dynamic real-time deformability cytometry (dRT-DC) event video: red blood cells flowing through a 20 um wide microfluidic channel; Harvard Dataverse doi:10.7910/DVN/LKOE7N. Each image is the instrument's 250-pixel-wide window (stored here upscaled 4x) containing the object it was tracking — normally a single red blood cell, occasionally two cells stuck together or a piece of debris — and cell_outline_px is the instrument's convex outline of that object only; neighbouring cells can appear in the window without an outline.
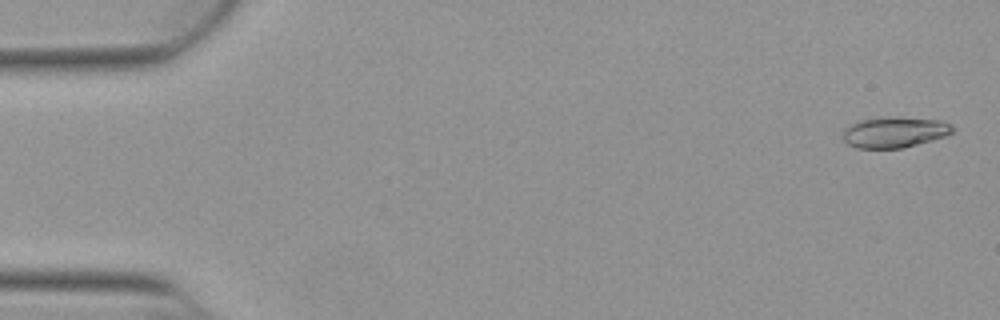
{"species": "Egyptian fruit bat (a non-hibernating species)", "species_latin": "Rousettus aegyptiacus", "temperature_condition": "warm", "stored_images_in_passage": 51, "camera_frame_rate_fps": 3000, "um_per_image_px": 0.085, "animal": {"sex": "female"}, "frame": {"image": 1, "passage_image": 2, "time_ms": 0.333, "image_size_px": [1000, 320], "cell_outline_px": [[952, 132], [948, 136], [904, 148], [856, 148], [848, 144], [844, 140], [844, 128], [860, 120], [888, 116], [896, 116], [940, 120], [952, 124]], "centroid_in_image_um": [76.07, 11.23], "position_along_channel_um": 8.9, "area_um2": 19.88}}
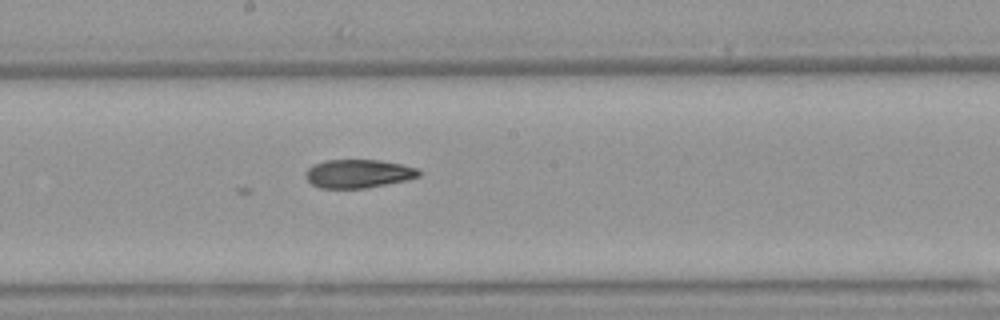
{"frame": {"image": 2, "passage_image": 29, "time_ms": 9.333, "image_size_px": [1000, 320], "cell_outline_px": [[420, 176], [408, 180], [364, 188], [320, 188], [312, 184], [304, 176], [304, 172], [308, 168], [324, 160], [380, 160], [400, 164], [416, 168], [420, 172]], "centroid_in_image_um": [30.44, 14.76], "position_along_channel_um": 217.8, "area_um2": 18.73}}
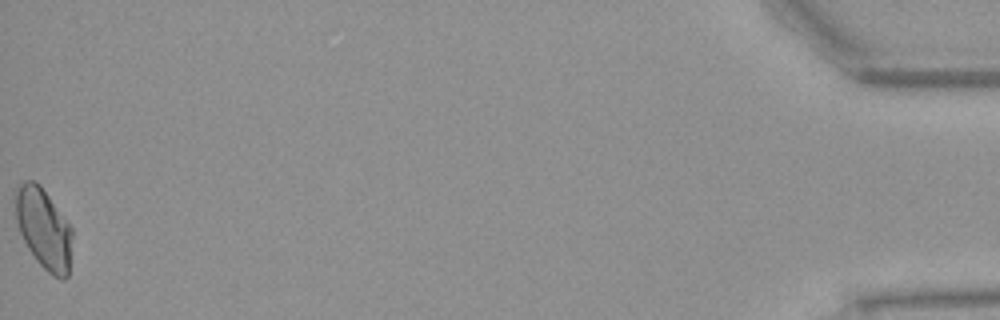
{"frame": {"image": 3, "passage_image": 51, "time_ms": 16.667, "image_size_px": [1000, 320], "cell_outline_px": [[72, 236], [68, 276], [64, 280], [52, 276], [36, 260], [28, 248], [20, 232], [16, 220], [12, 192], [24, 180], [36, 180], [40, 184], [72, 228]], "centroid_in_image_um": [3.68, 19.39], "position_along_channel_um": 431.5, "area_um2": 26.93}}